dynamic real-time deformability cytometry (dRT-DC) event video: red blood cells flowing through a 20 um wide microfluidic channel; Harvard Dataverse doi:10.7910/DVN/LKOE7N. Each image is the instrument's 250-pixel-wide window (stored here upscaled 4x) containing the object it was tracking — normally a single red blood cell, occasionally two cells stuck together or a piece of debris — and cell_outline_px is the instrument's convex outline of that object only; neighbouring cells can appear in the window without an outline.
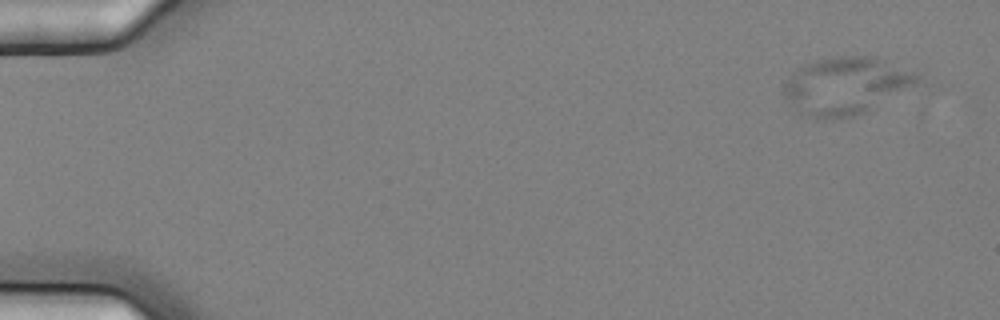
{"species": "common noctule bat (a hibernating species)", "species_latin": "Nyctalus noctula", "temperature_condition": "cold", "stored_images_in_passage": 5, "segment_of_instrument_passage": [1, 2], "camera_frame_rate_fps": 3000, "um_per_image_px": 0.085, "animal": {"sex": "female", "body_mass_g": 25.1}, "frame": {"image": 1, "passage_image": 1, "time_ms": 0.0, "image_size_px": [1000, 320], "cell_outline_px": [[920, 80], [916, 84], [864, 112], [852, 116], [832, 120], [816, 120], [800, 112], [784, 96], [784, 80], [792, 72], [804, 64], [828, 56], [880, 56], [920, 72]], "centroid_in_image_um": [71.92, 7.25], "position_along_channel_um": 13.1, "area_um2": 45.2}}